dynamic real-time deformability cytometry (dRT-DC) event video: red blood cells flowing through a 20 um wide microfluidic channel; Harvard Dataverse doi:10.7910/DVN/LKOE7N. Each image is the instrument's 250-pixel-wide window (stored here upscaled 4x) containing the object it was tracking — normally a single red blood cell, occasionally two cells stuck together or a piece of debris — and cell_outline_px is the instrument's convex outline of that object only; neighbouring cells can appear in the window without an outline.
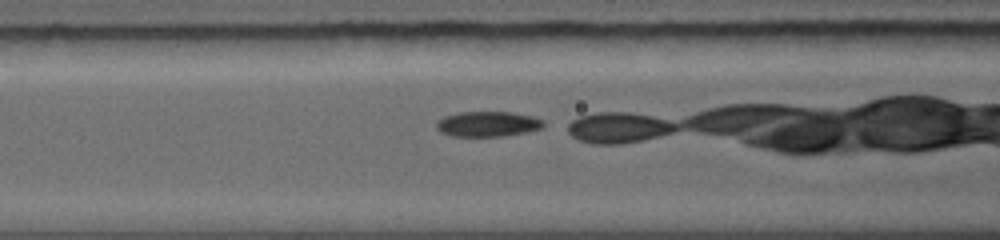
{"species": "common noctule bat (a hibernating species)", "species_latin": "Nyctalus noctula", "temperature_condition": "warm", "stored_images_in_passage": 13, "camera_frame_rate_fps": 5000, "um_per_image_px": 0.085, "animal": {"sex": "female", "body_mass_g": 19.0, "forearm_length_mm": 56.7}, "frame": {"image": 1, "passage_image": 3, "time_ms": 1.2, "image_size_px": [1000, 240], "cell_outline_px": [[544, 124], [540, 128], [500, 136], [456, 136], [444, 132], [436, 128], [436, 124], [440, 120], [448, 116], [460, 112], [512, 112], [532, 116], [540, 120]], "centroid_in_image_um": [41.44, 10.53], "position_along_channel_um": 125.2, "area_um2": 15.03}}